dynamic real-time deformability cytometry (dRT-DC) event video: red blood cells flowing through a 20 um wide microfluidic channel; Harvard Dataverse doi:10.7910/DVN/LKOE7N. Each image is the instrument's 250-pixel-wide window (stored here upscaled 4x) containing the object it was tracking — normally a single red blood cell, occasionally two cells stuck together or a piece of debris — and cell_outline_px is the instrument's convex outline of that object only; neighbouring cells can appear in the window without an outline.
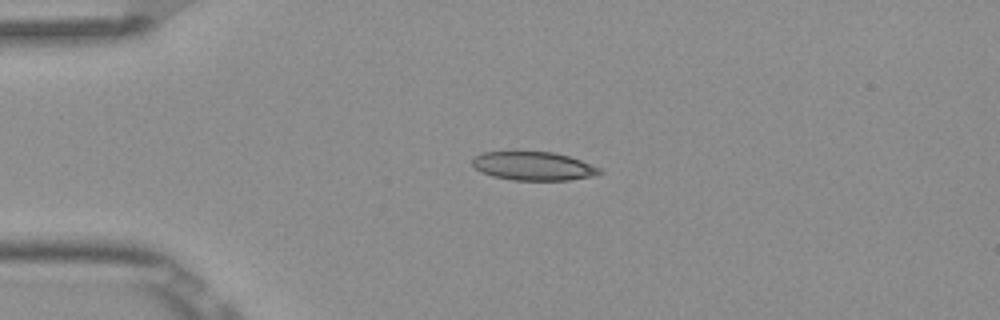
{"species": "Egyptian fruit bat (a non-hibernating species)", "species_latin": "Rousettus aegyptiacus", "temperature_condition": "room temperature", "stored_images_in_passage": 2, "camera_frame_rate_fps": 3000, "um_per_image_px": 0.085, "frame": {"image": 1, "passage_image": 1, "time_ms": 0.0, "image_size_px": [1000, 320], "cell_outline_px": [[604, 172], [592, 176], [568, 180], [512, 180], [492, 176], [480, 172], [472, 164], [472, 156], [484, 152], [516, 148], [552, 152], [568, 156], [580, 160], [600, 168]], "centroid_in_image_um": [45.25, 14.06], "position_along_channel_um": 39.8, "area_um2": 22.14}}